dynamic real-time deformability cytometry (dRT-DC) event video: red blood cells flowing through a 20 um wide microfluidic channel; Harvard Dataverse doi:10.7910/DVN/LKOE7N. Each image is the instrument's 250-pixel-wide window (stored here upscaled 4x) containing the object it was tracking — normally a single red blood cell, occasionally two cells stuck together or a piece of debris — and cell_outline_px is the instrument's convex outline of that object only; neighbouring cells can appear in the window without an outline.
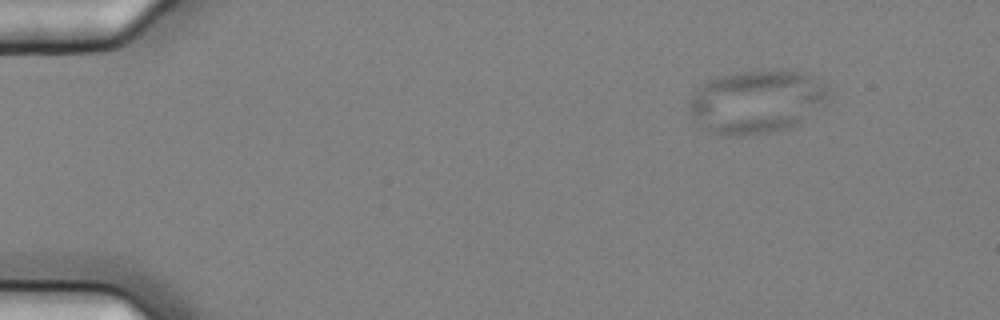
{"species": "common noctule bat (a hibernating species)", "species_latin": "Nyctalus noctula", "temperature_condition": "cold", "stored_images_in_passage": 4, "camera_frame_rate_fps": 3000, "um_per_image_px": 0.085, "animal": {"sex": "female", "body_mass_g": 25.1}, "frame": {"image": 1, "passage_image": 1, "time_ms": 0.0, "image_size_px": [1000, 320], "cell_outline_px": [[832, 92], [828, 100], [800, 124], [788, 128], [772, 132], [744, 136], [724, 136], [708, 132], [700, 128], [696, 124], [688, 108], [688, 104], [696, 88], [708, 80], [720, 76], [740, 72], [800, 72], [824, 80], [828, 84]], "centroid_in_image_um": [64.32, 8.69], "position_along_channel_um": 20.7, "area_um2": 51.9}}